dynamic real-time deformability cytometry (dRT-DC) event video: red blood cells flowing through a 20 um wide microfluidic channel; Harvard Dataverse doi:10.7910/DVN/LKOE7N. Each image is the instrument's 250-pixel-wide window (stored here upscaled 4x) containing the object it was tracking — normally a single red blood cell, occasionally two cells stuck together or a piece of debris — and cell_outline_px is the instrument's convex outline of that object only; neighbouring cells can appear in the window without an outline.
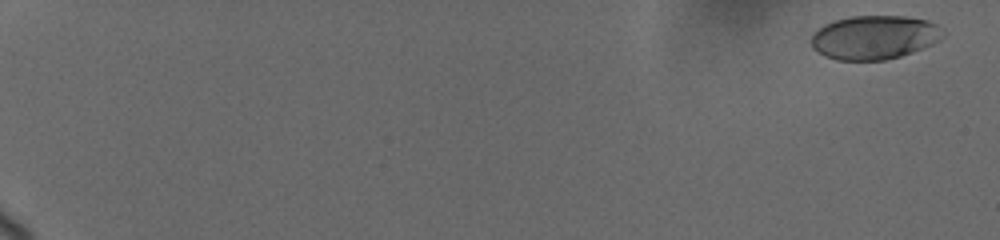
{"species": "human", "species_latin": "Homo sapiens", "temperature_condition": "cold", "stored_images_in_passage": 23, "camera_frame_rate_fps": 3000, "um_per_image_px": 0.085, "donor": {"sex": "female"}, "frame": {"image": 1, "passage_image": 2, "time_ms": 0.333, "image_size_px": [1000, 240], "cell_outline_px": [[944, 36], [940, 40], [932, 44], [912, 52], [900, 56], [884, 60], [836, 60], [824, 56], [812, 48], [812, 36], [824, 24], [836, 20], [852, 16], [904, 16], [928, 20], [936, 24]], "centroid_in_image_um": [74.32, 3.18], "position_along_channel_um": 10.7, "area_um2": 33.47}}
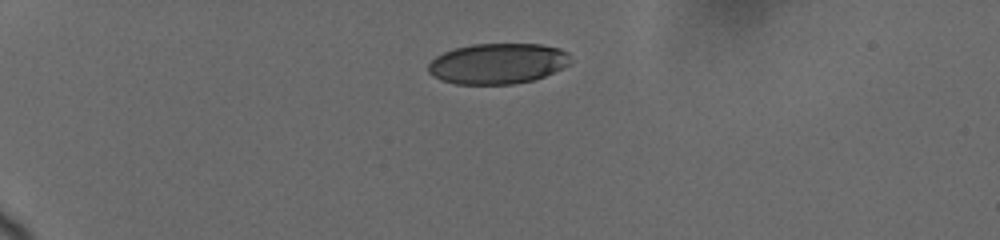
{"frame": {"image": 2, "passage_image": 18, "time_ms": 5.333, "image_size_px": [1000, 240], "cell_outline_px": [[568, 64], [544, 76], [532, 80], [512, 84], [456, 84], [440, 80], [432, 76], [428, 72], [428, 64], [436, 56], [444, 52], [456, 48], [472, 44], [540, 44], [560, 48], [568, 52]], "centroid_in_image_um": [42.25, 5.4], "position_along_channel_um": 42.7, "area_um2": 33.47}}
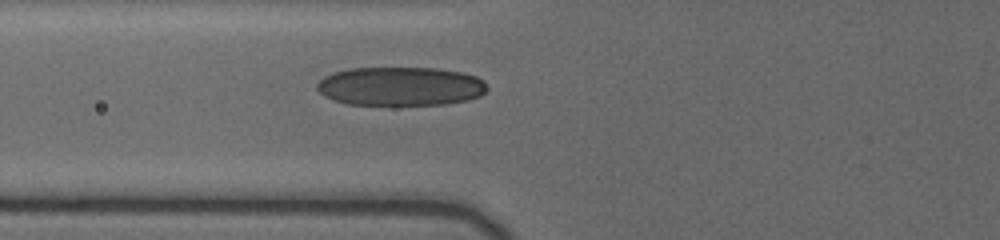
{"frame": {"image": 3, "passage_image": 23, "time_ms": 8.333, "image_size_px": [1000, 240], "cell_outline_px": [[488, 88], [480, 96], [468, 100], [444, 104], [348, 104], [332, 100], [324, 96], [316, 88], [316, 84], [324, 76], [332, 72], [348, 68], [436, 68], [464, 72], [476, 76], [484, 80]], "centroid_in_image_um": [34.04, 7.32], "position_along_channel_um": 91.8, "area_um2": 38.67}}